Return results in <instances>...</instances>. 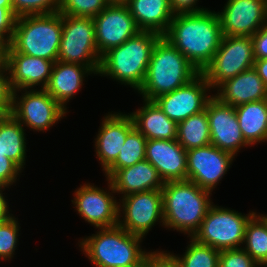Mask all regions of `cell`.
I'll list each match as a JSON object with an SVG mask.
<instances>
[{"label":"cell","mask_w":267,"mask_h":267,"mask_svg":"<svg viewBox=\"0 0 267 267\" xmlns=\"http://www.w3.org/2000/svg\"><path fill=\"white\" fill-rule=\"evenodd\" d=\"M234 156L210 144L187 151V180L212 192L222 180Z\"/></svg>","instance_id":"cell-14"},{"label":"cell","mask_w":267,"mask_h":267,"mask_svg":"<svg viewBox=\"0 0 267 267\" xmlns=\"http://www.w3.org/2000/svg\"><path fill=\"white\" fill-rule=\"evenodd\" d=\"M133 128L134 123L129 113H110L103 118L94 146L103 171L117 159L127 134Z\"/></svg>","instance_id":"cell-20"},{"label":"cell","mask_w":267,"mask_h":267,"mask_svg":"<svg viewBox=\"0 0 267 267\" xmlns=\"http://www.w3.org/2000/svg\"><path fill=\"white\" fill-rule=\"evenodd\" d=\"M24 92L19 98L14 91L11 112L23 127L44 132L67 114L66 109L45 89H25Z\"/></svg>","instance_id":"cell-10"},{"label":"cell","mask_w":267,"mask_h":267,"mask_svg":"<svg viewBox=\"0 0 267 267\" xmlns=\"http://www.w3.org/2000/svg\"><path fill=\"white\" fill-rule=\"evenodd\" d=\"M235 111L242 135L249 145L267 141V99L236 106Z\"/></svg>","instance_id":"cell-26"},{"label":"cell","mask_w":267,"mask_h":267,"mask_svg":"<svg viewBox=\"0 0 267 267\" xmlns=\"http://www.w3.org/2000/svg\"><path fill=\"white\" fill-rule=\"evenodd\" d=\"M16 19L12 9L0 7V55L13 38Z\"/></svg>","instance_id":"cell-37"},{"label":"cell","mask_w":267,"mask_h":267,"mask_svg":"<svg viewBox=\"0 0 267 267\" xmlns=\"http://www.w3.org/2000/svg\"><path fill=\"white\" fill-rule=\"evenodd\" d=\"M107 181L109 190L123 194L122 197L148 190H161L164 185L156 168L146 159L116 170Z\"/></svg>","instance_id":"cell-21"},{"label":"cell","mask_w":267,"mask_h":267,"mask_svg":"<svg viewBox=\"0 0 267 267\" xmlns=\"http://www.w3.org/2000/svg\"><path fill=\"white\" fill-rule=\"evenodd\" d=\"M93 22L100 56L141 31L126 4H109L93 18Z\"/></svg>","instance_id":"cell-12"},{"label":"cell","mask_w":267,"mask_h":267,"mask_svg":"<svg viewBox=\"0 0 267 267\" xmlns=\"http://www.w3.org/2000/svg\"><path fill=\"white\" fill-rule=\"evenodd\" d=\"M0 58L4 61L11 86L14 91H24L40 85L45 89L48 85L54 61L17 53L9 44Z\"/></svg>","instance_id":"cell-17"},{"label":"cell","mask_w":267,"mask_h":267,"mask_svg":"<svg viewBox=\"0 0 267 267\" xmlns=\"http://www.w3.org/2000/svg\"><path fill=\"white\" fill-rule=\"evenodd\" d=\"M255 59L267 58V23L252 37Z\"/></svg>","instance_id":"cell-39"},{"label":"cell","mask_w":267,"mask_h":267,"mask_svg":"<svg viewBox=\"0 0 267 267\" xmlns=\"http://www.w3.org/2000/svg\"><path fill=\"white\" fill-rule=\"evenodd\" d=\"M155 267H179L166 251L155 261Z\"/></svg>","instance_id":"cell-44"},{"label":"cell","mask_w":267,"mask_h":267,"mask_svg":"<svg viewBox=\"0 0 267 267\" xmlns=\"http://www.w3.org/2000/svg\"><path fill=\"white\" fill-rule=\"evenodd\" d=\"M253 68L257 71L259 77L267 87V58L255 59Z\"/></svg>","instance_id":"cell-43"},{"label":"cell","mask_w":267,"mask_h":267,"mask_svg":"<svg viewBox=\"0 0 267 267\" xmlns=\"http://www.w3.org/2000/svg\"><path fill=\"white\" fill-rule=\"evenodd\" d=\"M6 73V74H5ZM14 90L8 75L7 67L0 58V116L11 114Z\"/></svg>","instance_id":"cell-36"},{"label":"cell","mask_w":267,"mask_h":267,"mask_svg":"<svg viewBox=\"0 0 267 267\" xmlns=\"http://www.w3.org/2000/svg\"><path fill=\"white\" fill-rule=\"evenodd\" d=\"M108 5L106 0H60L59 13L94 18Z\"/></svg>","instance_id":"cell-32"},{"label":"cell","mask_w":267,"mask_h":267,"mask_svg":"<svg viewBox=\"0 0 267 267\" xmlns=\"http://www.w3.org/2000/svg\"><path fill=\"white\" fill-rule=\"evenodd\" d=\"M243 249L261 266L267 267V219L257 213L246 226Z\"/></svg>","instance_id":"cell-29"},{"label":"cell","mask_w":267,"mask_h":267,"mask_svg":"<svg viewBox=\"0 0 267 267\" xmlns=\"http://www.w3.org/2000/svg\"><path fill=\"white\" fill-rule=\"evenodd\" d=\"M218 267H261L241 246L237 249L221 250Z\"/></svg>","instance_id":"cell-35"},{"label":"cell","mask_w":267,"mask_h":267,"mask_svg":"<svg viewBox=\"0 0 267 267\" xmlns=\"http://www.w3.org/2000/svg\"><path fill=\"white\" fill-rule=\"evenodd\" d=\"M177 128L176 140L186 151L211 144L206 110L180 121Z\"/></svg>","instance_id":"cell-28"},{"label":"cell","mask_w":267,"mask_h":267,"mask_svg":"<svg viewBox=\"0 0 267 267\" xmlns=\"http://www.w3.org/2000/svg\"><path fill=\"white\" fill-rule=\"evenodd\" d=\"M23 126L12 115L0 116V156H6L21 169L26 161V138Z\"/></svg>","instance_id":"cell-27"},{"label":"cell","mask_w":267,"mask_h":267,"mask_svg":"<svg viewBox=\"0 0 267 267\" xmlns=\"http://www.w3.org/2000/svg\"><path fill=\"white\" fill-rule=\"evenodd\" d=\"M92 73L95 74L90 67L57 60L45 90L67 110V102L82 88L85 75Z\"/></svg>","instance_id":"cell-23"},{"label":"cell","mask_w":267,"mask_h":267,"mask_svg":"<svg viewBox=\"0 0 267 267\" xmlns=\"http://www.w3.org/2000/svg\"><path fill=\"white\" fill-rule=\"evenodd\" d=\"M210 89V85L200 72L187 84L153 101L169 119L179 123L205 110L208 100L212 97L207 94L208 90L211 92Z\"/></svg>","instance_id":"cell-13"},{"label":"cell","mask_w":267,"mask_h":267,"mask_svg":"<svg viewBox=\"0 0 267 267\" xmlns=\"http://www.w3.org/2000/svg\"><path fill=\"white\" fill-rule=\"evenodd\" d=\"M205 110L212 145L231 153L234 157L241 147L250 146L242 135L234 106L225 104L212 95Z\"/></svg>","instance_id":"cell-16"},{"label":"cell","mask_w":267,"mask_h":267,"mask_svg":"<svg viewBox=\"0 0 267 267\" xmlns=\"http://www.w3.org/2000/svg\"><path fill=\"white\" fill-rule=\"evenodd\" d=\"M255 214L251 211L242 215L238 211L212 204L192 238L219 251L241 248L246 226Z\"/></svg>","instance_id":"cell-7"},{"label":"cell","mask_w":267,"mask_h":267,"mask_svg":"<svg viewBox=\"0 0 267 267\" xmlns=\"http://www.w3.org/2000/svg\"><path fill=\"white\" fill-rule=\"evenodd\" d=\"M21 168L6 156H0V186L9 188L15 183Z\"/></svg>","instance_id":"cell-38"},{"label":"cell","mask_w":267,"mask_h":267,"mask_svg":"<svg viewBox=\"0 0 267 267\" xmlns=\"http://www.w3.org/2000/svg\"><path fill=\"white\" fill-rule=\"evenodd\" d=\"M145 159L157 170L162 181L187 180V151L174 140H147Z\"/></svg>","instance_id":"cell-19"},{"label":"cell","mask_w":267,"mask_h":267,"mask_svg":"<svg viewBox=\"0 0 267 267\" xmlns=\"http://www.w3.org/2000/svg\"><path fill=\"white\" fill-rule=\"evenodd\" d=\"M165 251H154L148 252L142 259L137 263L129 267H155V261L164 253Z\"/></svg>","instance_id":"cell-41"},{"label":"cell","mask_w":267,"mask_h":267,"mask_svg":"<svg viewBox=\"0 0 267 267\" xmlns=\"http://www.w3.org/2000/svg\"><path fill=\"white\" fill-rule=\"evenodd\" d=\"M0 7L12 9V1L11 0H0Z\"/></svg>","instance_id":"cell-45"},{"label":"cell","mask_w":267,"mask_h":267,"mask_svg":"<svg viewBox=\"0 0 267 267\" xmlns=\"http://www.w3.org/2000/svg\"><path fill=\"white\" fill-rule=\"evenodd\" d=\"M72 203L78 214L96 228H109L118 225L119 202L107 190L104 191L89 183L84 184L75 190Z\"/></svg>","instance_id":"cell-18"},{"label":"cell","mask_w":267,"mask_h":267,"mask_svg":"<svg viewBox=\"0 0 267 267\" xmlns=\"http://www.w3.org/2000/svg\"><path fill=\"white\" fill-rule=\"evenodd\" d=\"M144 103L143 107L129 113L134 127L147 140L176 139L178 123L169 119L154 101L144 99Z\"/></svg>","instance_id":"cell-24"},{"label":"cell","mask_w":267,"mask_h":267,"mask_svg":"<svg viewBox=\"0 0 267 267\" xmlns=\"http://www.w3.org/2000/svg\"><path fill=\"white\" fill-rule=\"evenodd\" d=\"M198 0H169L171 9L174 14L180 13H196L208 9L196 6Z\"/></svg>","instance_id":"cell-40"},{"label":"cell","mask_w":267,"mask_h":267,"mask_svg":"<svg viewBox=\"0 0 267 267\" xmlns=\"http://www.w3.org/2000/svg\"><path fill=\"white\" fill-rule=\"evenodd\" d=\"M120 202L118 225L129 233L144 237L159 220L164 225L161 190L132 193L124 196ZM121 211L123 220L120 219Z\"/></svg>","instance_id":"cell-11"},{"label":"cell","mask_w":267,"mask_h":267,"mask_svg":"<svg viewBox=\"0 0 267 267\" xmlns=\"http://www.w3.org/2000/svg\"><path fill=\"white\" fill-rule=\"evenodd\" d=\"M218 12L224 36L252 37L267 23V0H228Z\"/></svg>","instance_id":"cell-15"},{"label":"cell","mask_w":267,"mask_h":267,"mask_svg":"<svg viewBox=\"0 0 267 267\" xmlns=\"http://www.w3.org/2000/svg\"><path fill=\"white\" fill-rule=\"evenodd\" d=\"M182 257L167 253L179 267H218L220 251L196 242L192 237Z\"/></svg>","instance_id":"cell-31"},{"label":"cell","mask_w":267,"mask_h":267,"mask_svg":"<svg viewBox=\"0 0 267 267\" xmlns=\"http://www.w3.org/2000/svg\"><path fill=\"white\" fill-rule=\"evenodd\" d=\"M230 106L267 99V87L254 68L223 82L214 95Z\"/></svg>","instance_id":"cell-22"},{"label":"cell","mask_w":267,"mask_h":267,"mask_svg":"<svg viewBox=\"0 0 267 267\" xmlns=\"http://www.w3.org/2000/svg\"><path fill=\"white\" fill-rule=\"evenodd\" d=\"M255 62L253 40L249 36H224L211 62L201 72L210 88L243 71L253 68Z\"/></svg>","instance_id":"cell-9"},{"label":"cell","mask_w":267,"mask_h":267,"mask_svg":"<svg viewBox=\"0 0 267 267\" xmlns=\"http://www.w3.org/2000/svg\"><path fill=\"white\" fill-rule=\"evenodd\" d=\"M98 230L83 238L79 245L95 267H129L148 253L140 247L143 237L119 225Z\"/></svg>","instance_id":"cell-5"},{"label":"cell","mask_w":267,"mask_h":267,"mask_svg":"<svg viewBox=\"0 0 267 267\" xmlns=\"http://www.w3.org/2000/svg\"><path fill=\"white\" fill-rule=\"evenodd\" d=\"M200 71L166 38L155 43L146 76L137 91L145 100L170 93L194 79Z\"/></svg>","instance_id":"cell-2"},{"label":"cell","mask_w":267,"mask_h":267,"mask_svg":"<svg viewBox=\"0 0 267 267\" xmlns=\"http://www.w3.org/2000/svg\"><path fill=\"white\" fill-rule=\"evenodd\" d=\"M62 34V14L18 17L9 45L17 52L57 61Z\"/></svg>","instance_id":"cell-6"},{"label":"cell","mask_w":267,"mask_h":267,"mask_svg":"<svg viewBox=\"0 0 267 267\" xmlns=\"http://www.w3.org/2000/svg\"><path fill=\"white\" fill-rule=\"evenodd\" d=\"M5 188L6 187L4 186H0V223L8 220L11 216H13V214L10 215V212L8 210L9 205L5 199V196L3 195L5 193H2V190Z\"/></svg>","instance_id":"cell-42"},{"label":"cell","mask_w":267,"mask_h":267,"mask_svg":"<svg viewBox=\"0 0 267 267\" xmlns=\"http://www.w3.org/2000/svg\"><path fill=\"white\" fill-rule=\"evenodd\" d=\"M58 61L90 67L98 74L101 56L95 39L93 18L62 15Z\"/></svg>","instance_id":"cell-8"},{"label":"cell","mask_w":267,"mask_h":267,"mask_svg":"<svg viewBox=\"0 0 267 267\" xmlns=\"http://www.w3.org/2000/svg\"><path fill=\"white\" fill-rule=\"evenodd\" d=\"M200 72L211 62L223 34L217 12L175 14L163 35Z\"/></svg>","instance_id":"cell-1"},{"label":"cell","mask_w":267,"mask_h":267,"mask_svg":"<svg viewBox=\"0 0 267 267\" xmlns=\"http://www.w3.org/2000/svg\"><path fill=\"white\" fill-rule=\"evenodd\" d=\"M14 15H44L59 12L60 0H11Z\"/></svg>","instance_id":"cell-33"},{"label":"cell","mask_w":267,"mask_h":267,"mask_svg":"<svg viewBox=\"0 0 267 267\" xmlns=\"http://www.w3.org/2000/svg\"><path fill=\"white\" fill-rule=\"evenodd\" d=\"M161 192L163 226L192 237L213 204L212 193L189 180L165 182Z\"/></svg>","instance_id":"cell-3"},{"label":"cell","mask_w":267,"mask_h":267,"mask_svg":"<svg viewBox=\"0 0 267 267\" xmlns=\"http://www.w3.org/2000/svg\"><path fill=\"white\" fill-rule=\"evenodd\" d=\"M126 5L142 31L163 36L174 17L169 0H128Z\"/></svg>","instance_id":"cell-25"},{"label":"cell","mask_w":267,"mask_h":267,"mask_svg":"<svg viewBox=\"0 0 267 267\" xmlns=\"http://www.w3.org/2000/svg\"><path fill=\"white\" fill-rule=\"evenodd\" d=\"M160 37L153 31L141 30L101 56L98 74L110 76L138 91L144 82L153 47Z\"/></svg>","instance_id":"cell-4"},{"label":"cell","mask_w":267,"mask_h":267,"mask_svg":"<svg viewBox=\"0 0 267 267\" xmlns=\"http://www.w3.org/2000/svg\"><path fill=\"white\" fill-rule=\"evenodd\" d=\"M19 228L14 216L0 223V259L5 261L12 259L17 247Z\"/></svg>","instance_id":"cell-34"},{"label":"cell","mask_w":267,"mask_h":267,"mask_svg":"<svg viewBox=\"0 0 267 267\" xmlns=\"http://www.w3.org/2000/svg\"><path fill=\"white\" fill-rule=\"evenodd\" d=\"M109 4H126L128 0H106Z\"/></svg>","instance_id":"cell-46"},{"label":"cell","mask_w":267,"mask_h":267,"mask_svg":"<svg viewBox=\"0 0 267 267\" xmlns=\"http://www.w3.org/2000/svg\"><path fill=\"white\" fill-rule=\"evenodd\" d=\"M146 143L147 139L134 127L127 134L117 159L105 170V177L109 178L116 170L145 160Z\"/></svg>","instance_id":"cell-30"}]
</instances>
